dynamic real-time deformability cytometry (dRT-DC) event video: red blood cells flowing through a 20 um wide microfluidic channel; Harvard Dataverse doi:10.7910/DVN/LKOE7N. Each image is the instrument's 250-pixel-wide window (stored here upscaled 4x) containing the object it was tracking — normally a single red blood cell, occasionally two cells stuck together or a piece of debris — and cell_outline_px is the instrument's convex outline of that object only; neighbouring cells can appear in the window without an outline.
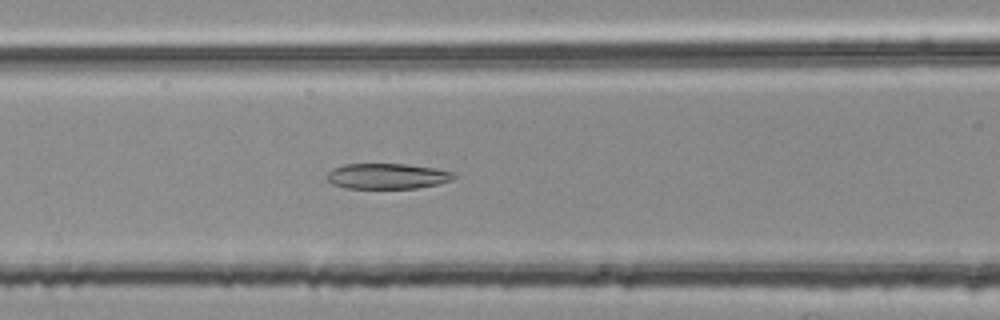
{"species": "common noctule bat (a hibernating species)", "species_latin": "Nyctalus noctula", "temperature_condition": "room temperature", "stored_images_in_passage": 36, "camera_frame_rate_fps": 3000, "um_per_image_px": 0.085, "animal": {"sex": "female", "body_mass_g": 25.1}, "frame": {"image": 1, "passage_image": 13, "time_ms": 4.0, "image_size_px": [1000, 320], "cell_outline_px": [[456, 176], [452, 180], [440, 184], [416, 188], [344, 188], [332, 184], [324, 180], [324, 176], [332, 168], [344, 164], [408, 164], [456, 172]], "centroid_in_image_um": [32.87, 14.97], "position_along_channel_um": 133.7, "area_um2": 19.19}}
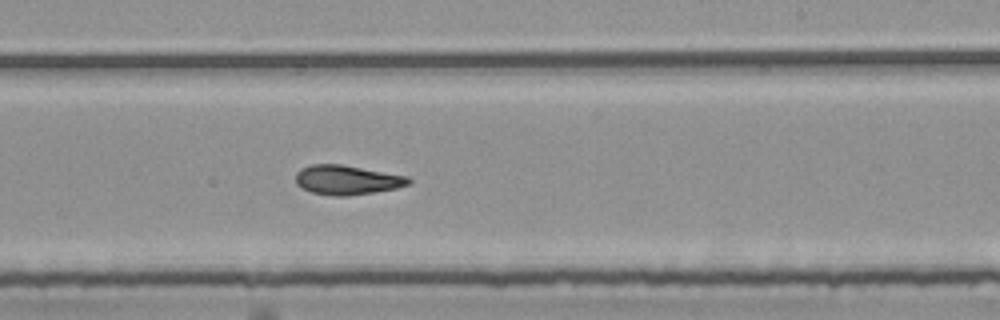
{"frame": {"image": 2, "passage_image": 23, "time_ms": 7.333, "image_size_px": [1000, 320], "cell_outline_px": [[412, 180], [408, 184], [396, 188], [376, 192], [348, 196], [332, 196], [312, 192], [296, 184], [296, 172], [300, 168], [312, 164], [340, 164], [408, 176]], "centroid_in_image_um": [29.49, 15.29], "position_along_channel_um": 259.5, "area_um2": 19.36}}
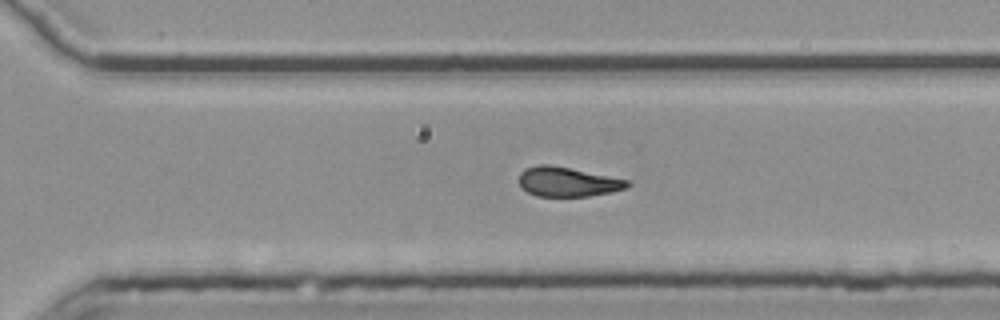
{"frame": {"image": 3, "passage_image": 28, "time_ms": 9.0, "image_size_px": [1000, 320], "cell_outline_px": [[632, 184], [628, 188], [612, 192], [588, 196], [536, 196], [520, 188], [520, 172], [524, 168], [540, 164], [548, 164], [628, 180]], "centroid_in_image_um": [48.24, 15.46], "position_along_channel_um": 322.4, "area_um2": 18.55}, "authors_computed_cell_mechanics": {"area_um2": 19.2474, "velocity_mm_per_s": 3.7853, "shape_relaxation_time_tau1_ms": null, "shape_relaxation_time_tau2_ms": 3.1411, "deformation_change_tau1": null, "deformation_change_tau2": 0.104}}